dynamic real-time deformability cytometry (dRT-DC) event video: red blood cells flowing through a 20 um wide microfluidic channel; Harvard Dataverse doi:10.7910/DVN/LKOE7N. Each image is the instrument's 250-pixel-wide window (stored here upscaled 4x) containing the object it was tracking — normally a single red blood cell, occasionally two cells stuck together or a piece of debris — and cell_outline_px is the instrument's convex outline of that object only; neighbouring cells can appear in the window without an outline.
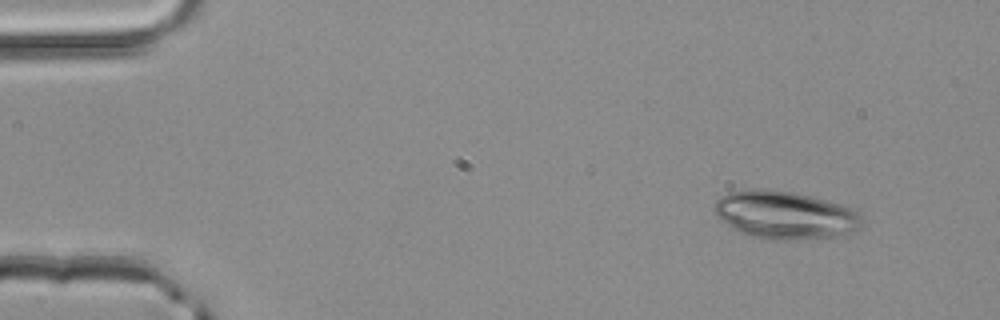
{"species": "common noctule bat (a hibernating species)", "species_latin": "Nyctalus noctula", "temperature_condition": "room temperature", "stored_images_in_passage": 4, "camera_frame_rate_fps": 3000, "um_per_image_px": 0.085, "animal": {"sex": "male", "body_mass_g": 20.4}, "frame": {"image": 1, "passage_image": 1, "time_ms": 0.0, "image_size_px": [1000, 320], "cell_outline_px": [[860, 228], [836, 236], [796, 240], [784, 240], [752, 236], [740, 232], [732, 228], [716, 216], [712, 208], [716, 200], [720, 196], [728, 192], [752, 188], [760, 188], [792, 192], [812, 196], [840, 204], [852, 208], [860, 216]], "centroid_in_image_um": [66.66, 18.26], "position_along_channel_um": 18.3, "area_um2": 41.04}}